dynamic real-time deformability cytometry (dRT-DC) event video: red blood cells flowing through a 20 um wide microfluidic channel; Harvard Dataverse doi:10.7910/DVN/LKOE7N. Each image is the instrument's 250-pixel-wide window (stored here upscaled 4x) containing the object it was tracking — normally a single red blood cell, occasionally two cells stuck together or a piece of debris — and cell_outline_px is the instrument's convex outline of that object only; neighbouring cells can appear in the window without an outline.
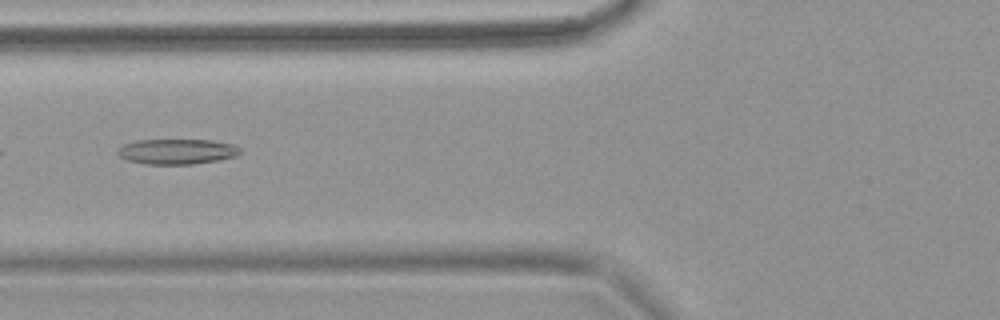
{"species": "common noctule bat (a hibernating species)", "species_latin": "Nyctalus noctula", "temperature_condition": "warm", "stored_images_in_passage": 9, "camera_frame_rate_fps": 3000, "um_per_image_px": 0.085, "animal": {"sex": "female", "body_mass_g": 18.4}, "frame": {"image": 1, "passage_image": 4, "time_ms": 1.0, "image_size_px": [1000, 320], "cell_outline_px": [[240, 152], [236, 156], [220, 160], [192, 164], [144, 164], [128, 160], [120, 156], [116, 152], [116, 148], [120, 144], [136, 140], [212, 140], [232, 144], [240, 148]], "centroid_in_image_um": [14.99, 12.87], "position_along_channel_um": 110.8, "area_um2": 18.21}}
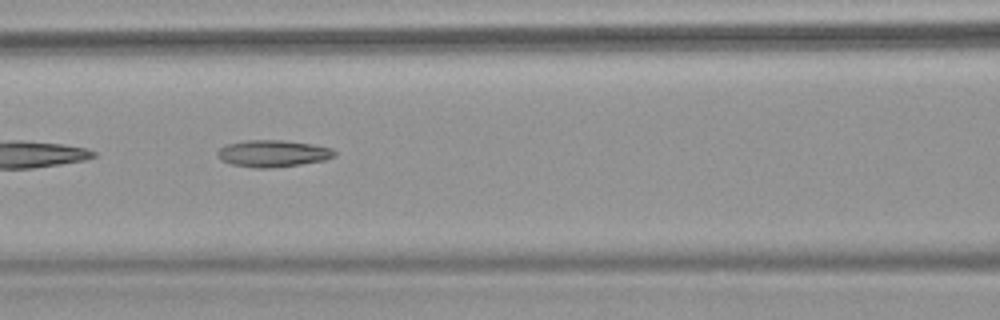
{"frame": {"image": 2, "passage_image": 7, "time_ms": 2.0, "image_size_px": [1000, 320], "cell_outline_px": [[336, 156], [324, 160], [300, 164], [272, 168], [256, 168], [232, 164], [220, 160], [216, 156], [216, 152], [224, 144], [244, 140], [280, 140], [312, 144], [332, 148], [336, 152]], "centroid_in_image_um": [23.15, 13.04], "position_along_channel_um": 143.4, "area_um2": 18.44}}